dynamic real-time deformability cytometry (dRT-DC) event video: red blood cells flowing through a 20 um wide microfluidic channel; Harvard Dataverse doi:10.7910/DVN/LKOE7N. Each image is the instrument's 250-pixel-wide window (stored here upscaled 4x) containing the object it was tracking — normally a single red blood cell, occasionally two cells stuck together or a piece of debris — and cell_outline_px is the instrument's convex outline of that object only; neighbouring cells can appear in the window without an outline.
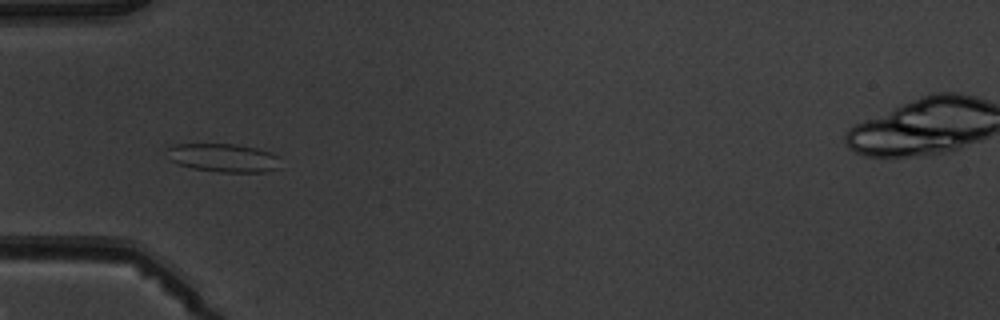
{"species": "common noctule bat (a hibernating species)", "species_latin": "Nyctalus noctula", "temperature_condition": "warm", "stored_images_in_passage": 7, "camera_frame_rate_fps": 3000, "um_per_image_px": 0.085, "animal": {"sex": "male", "body_mass_g": 19.5, "forearm_length_mm": 54.6}, "frame": {"image": 1, "passage_image": 6, "time_ms": 5.667, "image_size_px": [1000, 320], "cell_outline_px": [[280, 168], [264, 172], [220, 172], [192, 168], [168, 160], [168, 148], [172, 144], [236, 144], [256, 148], [272, 152], [280, 156]], "centroid_in_image_um": [19.03, 13.41], "position_along_channel_um": 66.0, "area_um2": 19.02}}